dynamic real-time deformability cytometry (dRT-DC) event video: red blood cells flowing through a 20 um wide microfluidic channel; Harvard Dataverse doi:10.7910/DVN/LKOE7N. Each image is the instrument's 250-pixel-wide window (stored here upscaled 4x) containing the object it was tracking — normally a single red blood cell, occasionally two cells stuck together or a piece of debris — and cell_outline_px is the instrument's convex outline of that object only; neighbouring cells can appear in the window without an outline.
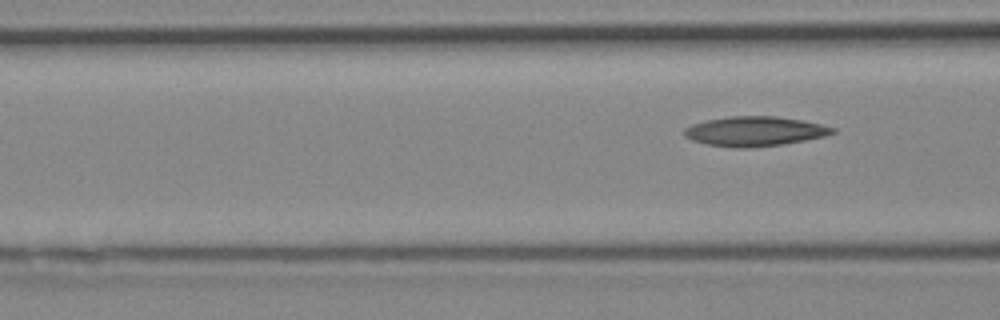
{"species": "Egyptian fruit bat (a non-hibernating species)", "species_latin": "Rousettus aegyptiacus", "temperature_condition": "cold", "stored_images_in_passage": 5, "segment_of_instrument_passage": [2, 2], "camera_frame_rate_fps": 3000, "um_per_image_px": 0.085, "animal": {"sex": "female"}, "frame": {"image": 1, "passage_image": 5, "time_ms": 1.333, "image_size_px": [1000, 320], "cell_outline_px": [[836, 132], [824, 136], [784, 144], [748, 148], [732, 148], [704, 144], [692, 140], [684, 136], [684, 128], [692, 124], [704, 120], [728, 116], [776, 116], [800, 120], [820, 124], [836, 128]], "centroid_in_image_um": [64.1, 11.16], "position_along_channel_um": 102.5, "area_um2": 25.78}}